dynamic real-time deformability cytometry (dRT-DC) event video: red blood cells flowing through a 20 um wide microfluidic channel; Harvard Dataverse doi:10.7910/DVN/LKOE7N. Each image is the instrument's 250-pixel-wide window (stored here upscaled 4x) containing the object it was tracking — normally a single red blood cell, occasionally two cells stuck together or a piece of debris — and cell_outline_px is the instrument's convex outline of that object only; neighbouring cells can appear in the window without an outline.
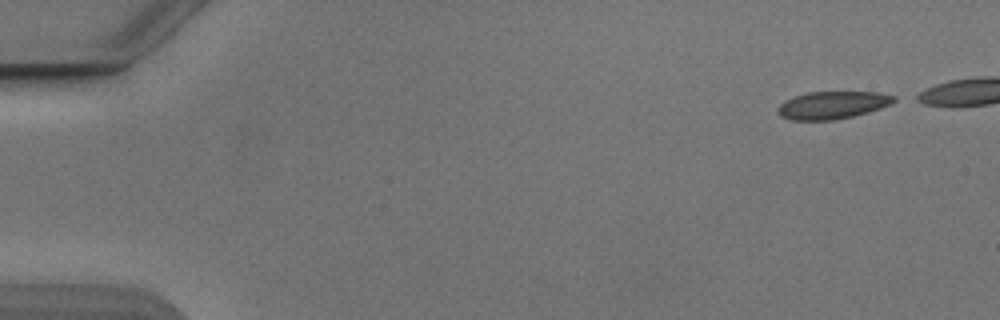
{"species": "Egyptian fruit bat (a non-hibernating species)", "species_latin": "Rousettus aegyptiacus", "temperature_condition": "cold", "stored_images_in_passage": 44, "camera_frame_rate_fps": 3000, "um_per_image_px": 0.085, "animal": {"sex": "male"}, "frame": {"image": 1, "passage_image": 1, "time_ms": 0.0, "image_size_px": [1000, 320], "cell_outline_px": [[900, 100], [892, 104], [868, 112], [852, 116], [832, 120], [792, 120], [780, 116], [776, 112], [776, 108], [784, 100], [792, 96], [808, 92], [876, 92], [896, 96]], "centroid_in_image_um": [70.75, 8.92], "position_along_channel_um": 14.2, "area_um2": 18.9}}
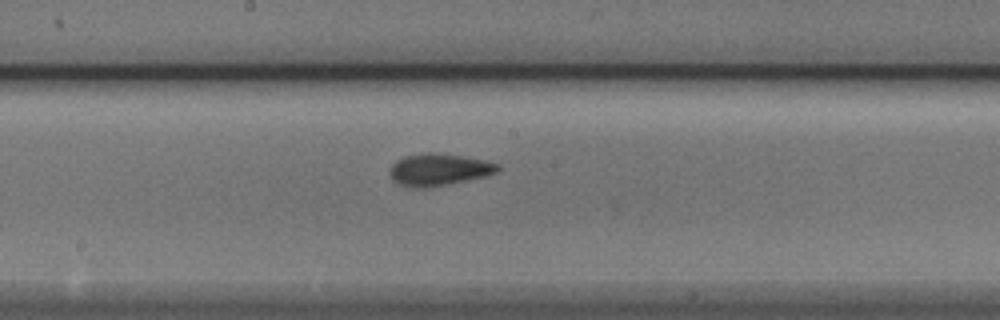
{"frame": {"image": 2, "passage_image": 26, "time_ms": 8.333, "image_size_px": [1000, 320], "cell_outline_px": [[500, 168], [496, 172], [484, 176], [448, 184], [424, 188], [412, 188], [400, 184], [392, 180], [388, 172], [392, 164], [396, 160], [404, 156], [428, 152], [432, 152], [460, 156], [500, 164]], "centroid_in_image_um": [37.23, 14.42], "position_along_channel_um": 211.0, "area_um2": 19.94}}
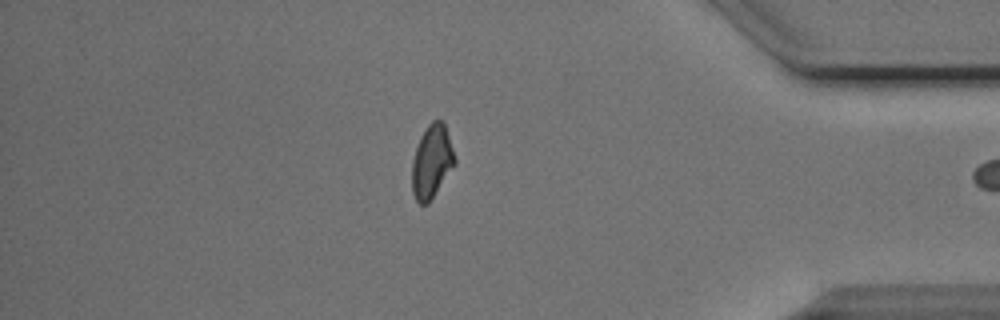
{"frame": {"image": 3, "passage_image": 43, "time_ms": 14.0, "image_size_px": [1000, 320], "cell_outline_px": [[456, 164], [428, 204], [420, 204], [416, 200], [412, 192], [412, 160], [420, 136], [428, 124], [432, 120], [440, 120], [444, 124], [456, 160]], "centroid_in_image_um": [36.69, 13.76], "position_along_channel_um": 398.5, "area_um2": 18.15}}